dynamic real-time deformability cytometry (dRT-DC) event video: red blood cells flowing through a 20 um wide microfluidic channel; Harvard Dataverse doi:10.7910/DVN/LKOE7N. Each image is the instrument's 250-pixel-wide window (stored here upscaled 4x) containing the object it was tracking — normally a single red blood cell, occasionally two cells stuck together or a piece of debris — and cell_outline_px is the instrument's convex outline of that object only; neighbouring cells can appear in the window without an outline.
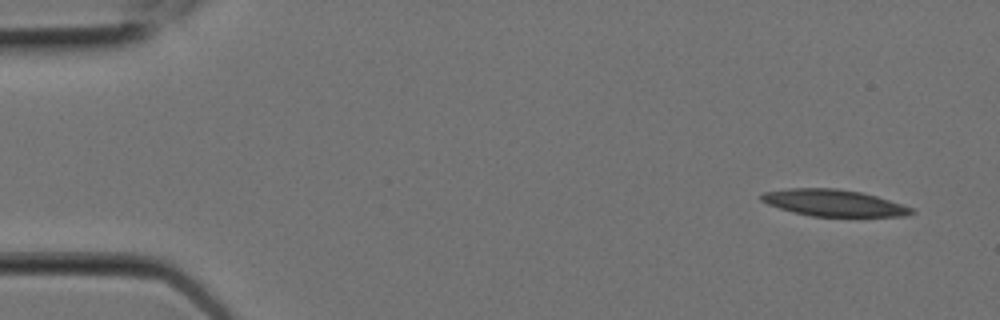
{"species": "Egyptian fruit bat (a non-hibernating species)", "species_latin": "Rousettus aegyptiacus", "temperature_condition": "room temperature", "stored_images_in_passage": 5, "camera_frame_rate_fps": 3000, "um_per_image_px": 0.085, "animal": {"sex": "female"}, "frame": {"image": 1, "passage_image": 1, "time_ms": 0.0, "image_size_px": [1000, 320], "cell_outline_px": [[916, 212], [904, 216], [812, 216], [792, 212], [768, 204], [760, 200], [760, 196], [764, 192], [788, 188], [836, 188], [860, 192], [876, 196], [912, 208]], "centroid_in_image_um": [70.82, 17.24], "position_along_channel_um": 14.2, "area_um2": 23.06}}
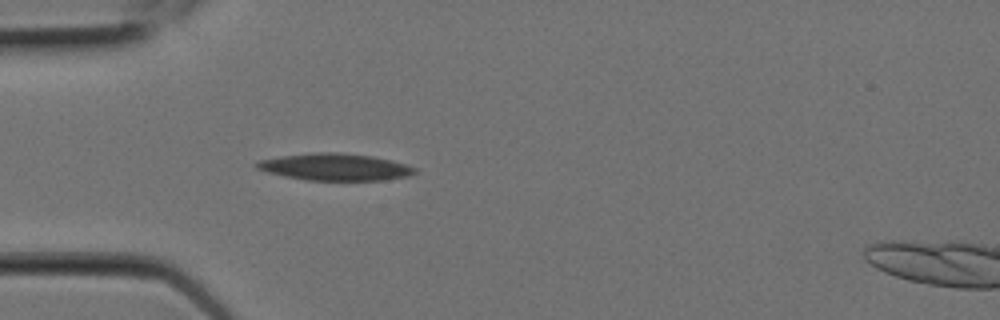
{"frame": {"image": 2, "passage_image": 5, "time_ms": 1.333, "image_size_px": [1000, 320], "cell_outline_px": [[416, 172], [408, 176], [384, 180], [304, 180], [268, 172], [256, 168], [256, 164], [260, 160], [280, 156], [312, 152], [340, 152], [372, 156], [392, 160], [416, 168]], "centroid_in_image_um": [28.49, 14.18], "position_along_channel_um": 56.5, "area_um2": 24.74}}